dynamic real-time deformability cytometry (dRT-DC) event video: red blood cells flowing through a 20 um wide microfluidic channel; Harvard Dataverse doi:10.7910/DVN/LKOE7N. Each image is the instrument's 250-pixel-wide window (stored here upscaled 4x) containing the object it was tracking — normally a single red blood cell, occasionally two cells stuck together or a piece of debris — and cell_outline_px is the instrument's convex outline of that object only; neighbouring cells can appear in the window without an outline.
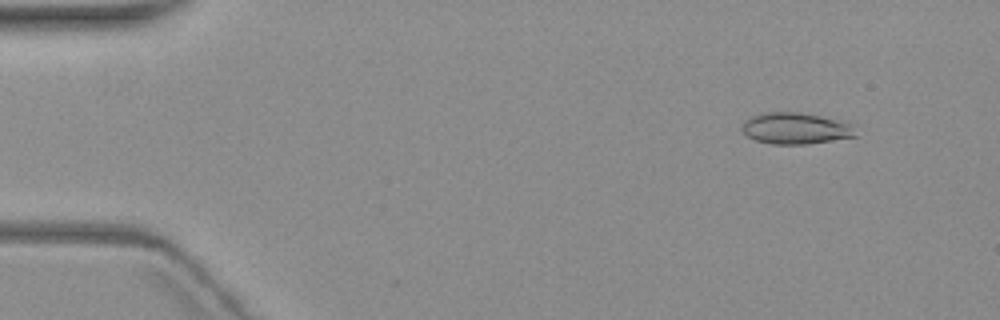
{"species": "common noctule bat (a hibernating species)", "species_latin": "Nyctalus noctula", "temperature_condition": "warm", "stored_images_in_passage": 5, "camera_frame_rate_fps": 3000, "um_per_image_px": 0.085, "animal": {"sex": "female", "body_mass_g": 19.3, "forearm_length_mm": 54.1}, "frame": {"image": 1, "passage_image": 2, "time_ms": 1.0, "image_size_px": [1000, 320], "cell_outline_px": [[860, 124], [856, 136], [808, 144], [772, 144], [756, 140], [748, 136], [740, 128], [744, 120], [752, 116], [764, 112], [800, 112], [856, 120]], "centroid_in_image_um": [67.82, 10.87], "position_along_channel_um": 17.2, "area_um2": 21.91}}
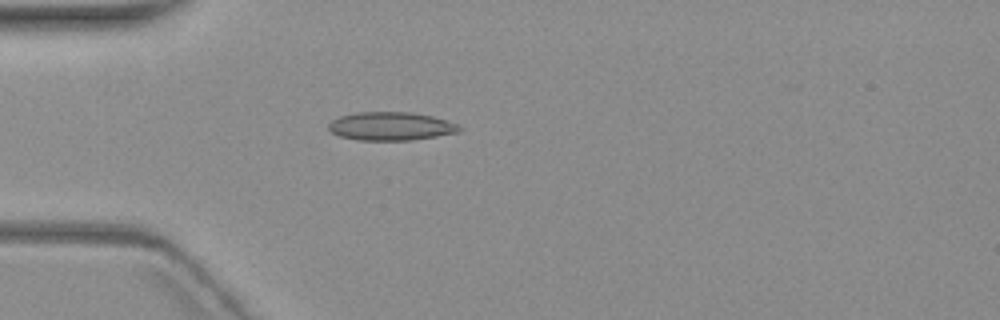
{"frame": {"image": 2, "passage_image": 5, "time_ms": 4.667, "image_size_px": [1000, 320], "cell_outline_px": [[464, 128], [460, 132], [412, 140], [360, 140], [340, 136], [332, 132], [328, 128], [328, 124], [332, 120], [340, 116], [356, 112], [412, 112], [432, 116], [448, 120]], "centroid_in_image_um": [33.25, 10.72], "position_along_channel_um": 51.7, "area_um2": 21.68}}